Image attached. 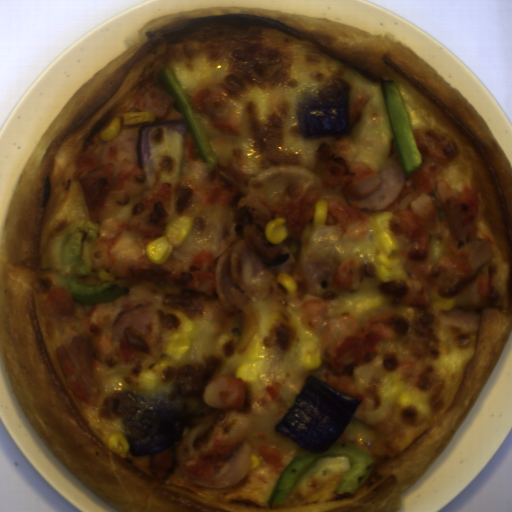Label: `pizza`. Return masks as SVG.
Segmentation results:
<instances>
[{"label":"pizza","instance_id":"pizza-1","mask_svg":"<svg viewBox=\"0 0 512 512\" xmlns=\"http://www.w3.org/2000/svg\"><path fill=\"white\" fill-rule=\"evenodd\" d=\"M173 67L187 94L200 83L229 86L241 110V137L223 135L197 114L221 164L231 150L254 176L270 165L311 169L323 141L349 137L353 159L382 175L387 157L402 168L381 89L394 79L412 129H446L460 155L438 176L478 193L477 235L495 249L490 299L481 331L462 349L443 328L439 380L418 390L379 359L356 370L364 393L356 418L378 430L375 442L341 441L366 450L374 466L355 496L333 495L350 459L324 456L285 503L257 507L213 502L165 481L178 467L185 435L154 454H115L107 442L119 420L102 419L64 383L54 352L67 334L46 335L34 300L42 272L66 274L59 247L86 228L89 204L104 179L75 181V161L113 118L131 111L156 123L185 121L156 72ZM352 82L369 101L347 136L303 138L294 100L328 78ZM351 101V100H350ZM403 169V168H402ZM512 328V164L484 117L412 47L355 26L257 6H211L156 17L134 32L122 53L84 80L34 145L0 226V356L16 401L57 461L119 512H400L403 496L450 446L477 404Z\"/></svg>","mask_w":512,"mask_h":512}]
</instances>
